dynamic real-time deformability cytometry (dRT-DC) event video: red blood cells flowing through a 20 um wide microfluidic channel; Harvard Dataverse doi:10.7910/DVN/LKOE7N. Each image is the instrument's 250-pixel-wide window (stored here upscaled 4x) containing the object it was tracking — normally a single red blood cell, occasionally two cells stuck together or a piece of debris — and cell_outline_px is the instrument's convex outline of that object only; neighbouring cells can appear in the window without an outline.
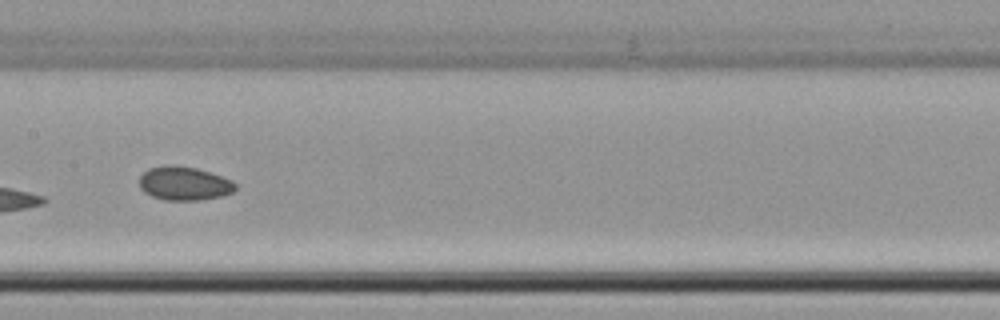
{"species": "common noctule bat (a hibernating species)", "species_latin": "Nyctalus noctula", "temperature_condition": "cold", "stored_images_in_passage": 5, "camera_frame_rate_fps": 3000, "um_per_image_px": 0.085, "animal": {"sex": "female", "body_mass_g": 22.7, "forearm_length_mm": 54.2}, "frame": {"image": 1, "passage_image": 5, "time_ms": 5.0, "image_size_px": [1000, 320], "cell_outline_px": [[236, 188], [232, 192], [220, 196], [200, 200], [164, 200], [152, 196], [144, 192], [140, 188], [140, 176], [148, 168], [164, 164], [176, 164], [196, 168], [212, 172], [232, 180], [236, 184]], "centroid_in_image_um": [15.64, 15.57], "position_along_channel_um": 191.8, "area_um2": 19.13}}